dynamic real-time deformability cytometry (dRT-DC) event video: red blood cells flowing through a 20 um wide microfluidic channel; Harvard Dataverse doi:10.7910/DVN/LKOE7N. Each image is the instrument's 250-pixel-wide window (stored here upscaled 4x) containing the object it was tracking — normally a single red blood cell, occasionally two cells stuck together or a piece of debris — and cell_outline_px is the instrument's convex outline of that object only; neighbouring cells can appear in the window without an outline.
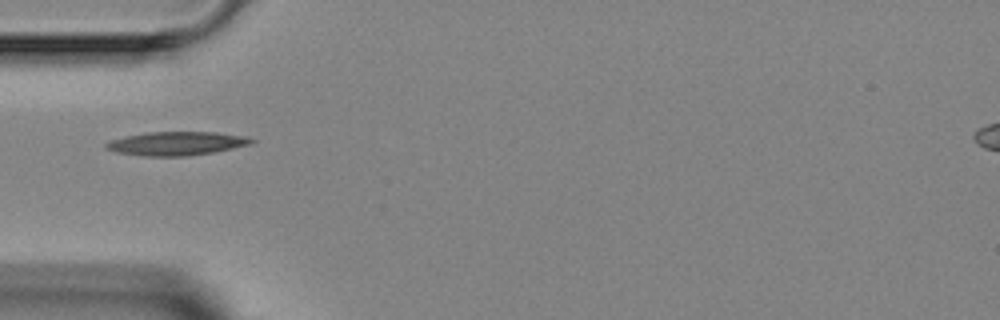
{"species": "Egyptian fruit bat (a non-hibernating species)", "species_latin": "Rousettus aegyptiacus", "temperature_condition": "room temperature", "stored_images_in_passage": 2, "camera_frame_rate_fps": 3000, "um_per_image_px": 0.085, "animal": {"sex": "female"}, "frame": {"image": 1, "passage_image": 1, "time_ms": 0.0, "image_size_px": [1000, 320], "cell_outline_px": [[256, 140], [252, 144], [212, 152], [188, 156], [144, 156], [116, 152], [104, 148], [104, 144], [112, 140], [124, 136], [148, 132], [216, 132], [244, 136]], "centroid_in_image_um": [14.98, 12.19], "position_along_channel_um": 70.0, "area_um2": 20.0}}
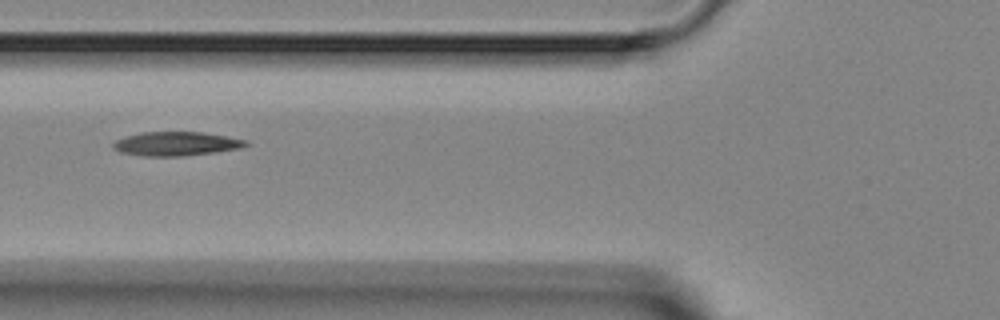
{"frame": {"image": 2, "passage_image": 2, "time_ms": 1.0, "image_size_px": [1000, 320], "cell_outline_px": [[252, 144], [240, 148], [216, 152], [180, 156], [144, 156], [120, 152], [112, 148], [112, 144], [116, 140], [124, 136], [140, 132], [204, 132], [228, 136], [248, 140]], "centroid_in_image_um": [15.0, 12.21], "position_along_channel_um": 110.8, "area_um2": 18.79}}